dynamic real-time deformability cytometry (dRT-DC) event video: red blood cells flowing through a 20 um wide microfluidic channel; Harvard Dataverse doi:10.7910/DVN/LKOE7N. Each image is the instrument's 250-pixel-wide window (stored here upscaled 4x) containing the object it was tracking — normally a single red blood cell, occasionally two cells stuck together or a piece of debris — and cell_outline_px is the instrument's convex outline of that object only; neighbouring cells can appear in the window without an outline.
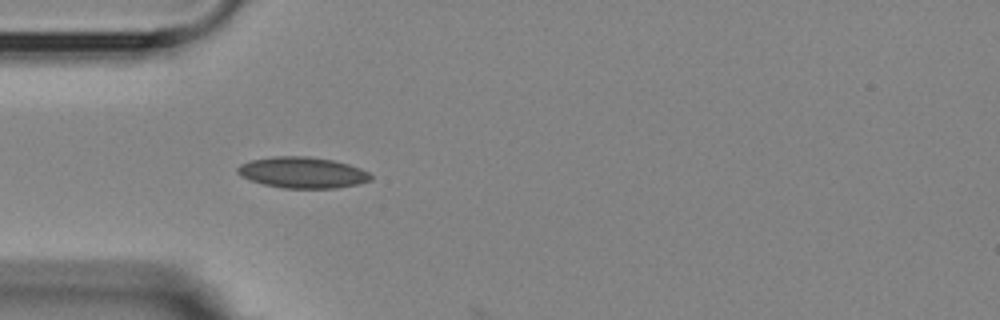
{"species": "Egyptian fruit bat (a non-hibernating species)", "species_latin": "Rousettus aegyptiacus", "temperature_condition": "room temperature", "stored_images_in_passage": 4, "camera_frame_rate_fps": 3000, "um_per_image_px": 0.085, "animal": {"sex": "female"}, "frame": {"image": 1, "passage_image": 3, "time_ms": 3.0, "image_size_px": [1000, 320], "cell_outline_px": [[372, 180], [356, 184], [336, 188], [284, 188], [264, 184], [240, 176], [236, 172], [236, 168], [240, 164], [252, 160], [276, 156], [308, 156], [332, 160], [348, 164], [360, 168], [368, 172], [372, 176]], "centroid_in_image_um": [25.7, 14.66], "position_along_channel_um": 59.3, "area_um2": 23.99}}